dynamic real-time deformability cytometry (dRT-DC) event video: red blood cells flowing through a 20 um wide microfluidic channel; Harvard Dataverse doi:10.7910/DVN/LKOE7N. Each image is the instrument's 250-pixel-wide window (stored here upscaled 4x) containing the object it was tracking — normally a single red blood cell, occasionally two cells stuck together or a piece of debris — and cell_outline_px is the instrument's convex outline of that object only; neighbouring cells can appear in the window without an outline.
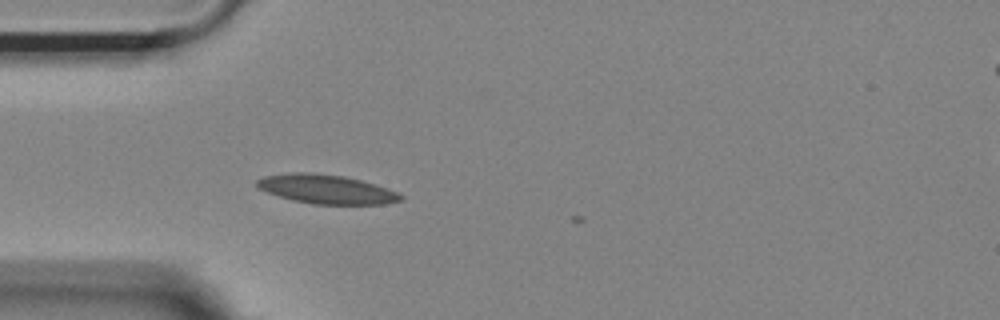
{"species": "Egyptian fruit bat (a non-hibernating species)", "species_latin": "Rousettus aegyptiacus", "temperature_condition": "room temperature", "stored_images_in_passage": 2, "camera_frame_rate_fps": 3000, "um_per_image_px": 0.085, "animal": {"sex": "female"}, "frame": {"image": 1, "passage_image": 1, "time_ms": 0.0, "image_size_px": [1000, 320], "cell_outline_px": [[404, 200], [384, 204], [312, 204], [292, 200], [256, 188], [256, 180], [264, 176], [292, 172], [308, 172], [344, 176], [360, 180], [396, 192], [404, 196]], "centroid_in_image_um": [27.7, 16.08], "position_along_channel_um": 57.3, "area_um2": 24.16}}